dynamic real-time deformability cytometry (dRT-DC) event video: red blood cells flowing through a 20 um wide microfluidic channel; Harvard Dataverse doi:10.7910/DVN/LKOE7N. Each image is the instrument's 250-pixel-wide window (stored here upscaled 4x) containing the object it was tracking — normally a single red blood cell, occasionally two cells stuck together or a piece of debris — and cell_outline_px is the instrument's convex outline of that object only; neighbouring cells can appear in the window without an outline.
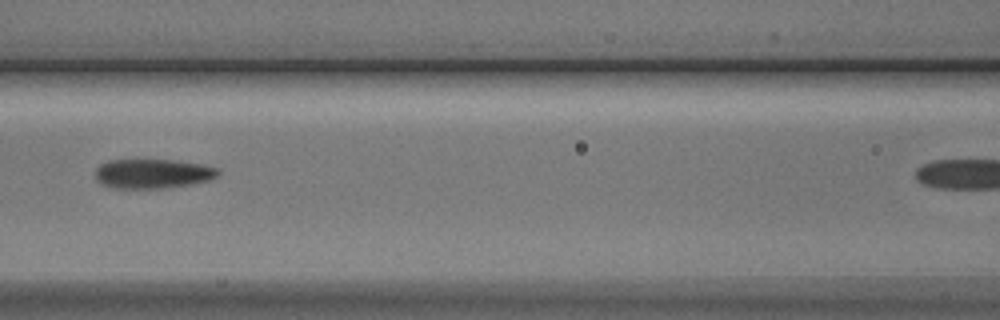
{"species": "Egyptian fruit bat (a non-hibernating species)", "species_latin": "Rousettus aegyptiacus", "temperature_condition": "cold", "stored_images_in_passage": 8, "segment_of_instrument_passage": [1, 2], "camera_frame_rate_fps": 3000, "um_per_image_px": 0.085, "animal": {"sex": "male"}, "frame": {"image": 1, "passage_image": 7, "time_ms": 7.667, "image_size_px": [1000, 320], "cell_outline_px": [[220, 172], [216, 176], [208, 180], [188, 184], [160, 188], [116, 188], [100, 184], [96, 180], [96, 168], [100, 164], [108, 160], [136, 156], [172, 160], [200, 164], [216, 168]], "centroid_in_image_um": [12.87, 14.7], "position_along_channel_um": 153.7, "area_um2": 21.68}}